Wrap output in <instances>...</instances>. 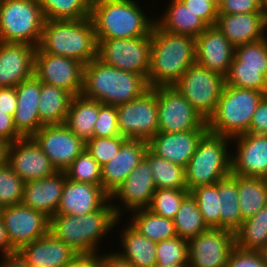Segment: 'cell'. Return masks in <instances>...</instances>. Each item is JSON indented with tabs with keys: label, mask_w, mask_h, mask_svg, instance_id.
<instances>
[{
	"label": "cell",
	"mask_w": 267,
	"mask_h": 267,
	"mask_svg": "<svg viewBox=\"0 0 267 267\" xmlns=\"http://www.w3.org/2000/svg\"><path fill=\"white\" fill-rule=\"evenodd\" d=\"M262 12V0H221L218 14Z\"/></svg>",
	"instance_id": "50"
},
{
	"label": "cell",
	"mask_w": 267,
	"mask_h": 267,
	"mask_svg": "<svg viewBox=\"0 0 267 267\" xmlns=\"http://www.w3.org/2000/svg\"><path fill=\"white\" fill-rule=\"evenodd\" d=\"M128 223L151 241L160 242L177 236L173 220L153 214L147 208L130 212Z\"/></svg>",
	"instance_id": "35"
},
{
	"label": "cell",
	"mask_w": 267,
	"mask_h": 267,
	"mask_svg": "<svg viewBox=\"0 0 267 267\" xmlns=\"http://www.w3.org/2000/svg\"><path fill=\"white\" fill-rule=\"evenodd\" d=\"M110 200L99 210L86 215L55 214L49 232L70 246L78 255H96L102 238L119 225ZM99 243V244H98Z\"/></svg>",
	"instance_id": "3"
},
{
	"label": "cell",
	"mask_w": 267,
	"mask_h": 267,
	"mask_svg": "<svg viewBox=\"0 0 267 267\" xmlns=\"http://www.w3.org/2000/svg\"><path fill=\"white\" fill-rule=\"evenodd\" d=\"M16 109V87H0V111L13 117Z\"/></svg>",
	"instance_id": "54"
},
{
	"label": "cell",
	"mask_w": 267,
	"mask_h": 267,
	"mask_svg": "<svg viewBox=\"0 0 267 267\" xmlns=\"http://www.w3.org/2000/svg\"><path fill=\"white\" fill-rule=\"evenodd\" d=\"M101 102L82 95L73 96L65 125L84 143L93 138L95 122Z\"/></svg>",
	"instance_id": "31"
},
{
	"label": "cell",
	"mask_w": 267,
	"mask_h": 267,
	"mask_svg": "<svg viewBox=\"0 0 267 267\" xmlns=\"http://www.w3.org/2000/svg\"><path fill=\"white\" fill-rule=\"evenodd\" d=\"M32 138L57 171H64L85 150V143L65 124L43 125Z\"/></svg>",
	"instance_id": "15"
},
{
	"label": "cell",
	"mask_w": 267,
	"mask_h": 267,
	"mask_svg": "<svg viewBox=\"0 0 267 267\" xmlns=\"http://www.w3.org/2000/svg\"><path fill=\"white\" fill-rule=\"evenodd\" d=\"M128 139L117 135L112 137H93L85 143V149L100 166L106 164L120 150Z\"/></svg>",
	"instance_id": "46"
},
{
	"label": "cell",
	"mask_w": 267,
	"mask_h": 267,
	"mask_svg": "<svg viewBox=\"0 0 267 267\" xmlns=\"http://www.w3.org/2000/svg\"><path fill=\"white\" fill-rule=\"evenodd\" d=\"M62 267H78V257L75 258L72 262H70L69 264H66Z\"/></svg>",
	"instance_id": "62"
},
{
	"label": "cell",
	"mask_w": 267,
	"mask_h": 267,
	"mask_svg": "<svg viewBox=\"0 0 267 267\" xmlns=\"http://www.w3.org/2000/svg\"><path fill=\"white\" fill-rule=\"evenodd\" d=\"M225 84L265 93L267 90V67L242 66V62L234 57L225 76Z\"/></svg>",
	"instance_id": "39"
},
{
	"label": "cell",
	"mask_w": 267,
	"mask_h": 267,
	"mask_svg": "<svg viewBox=\"0 0 267 267\" xmlns=\"http://www.w3.org/2000/svg\"><path fill=\"white\" fill-rule=\"evenodd\" d=\"M189 193L187 189H156L147 209L155 215L173 220Z\"/></svg>",
	"instance_id": "43"
},
{
	"label": "cell",
	"mask_w": 267,
	"mask_h": 267,
	"mask_svg": "<svg viewBox=\"0 0 267 267\" xmlns=\"http://www.w3.org/2000/svg\"><path fill=\"white\" fill-rule=\"evenodd\" d=\"M188 9L199 16L208 26H214L218 9L208 0H181Z\"/></svg>",
	"instance_id": "51"
},
{
	"label": "cell",
	"mask_w": 267,
	"mask_h": 267,
	"mask_svg": "<svg viewBox=\"0 0 267 267\" xmlns=\"http://www.w3.org/2000/svg\"><path fill=\"white\" fill-rule=\"evenodd\" d=\"M238 248L267 253V205L246 219L235 232Z\"/></svg>",
	"instance_id": "34"
},
{
	"label": "cell",
	"mask_w": 267,
	"mask_h": 267,
	"mask_svg": "<svg viewBox=\"0 0 267 267\" xmlns=\"http://www.w3.org/2000/svg\"><path fill=\"white\" fill-rule=\"evenodd\" d=\"M116 109L121 136L148 142L158 133L155 88H150L136 100L117 105Z\"/></svg>",
	"instance_id": "12"
},
{
	"label": "cell",
	"mask_w": 267,
	"mask_h": 267,
	"mask_svg": "<svg viewBox=\"0 0 267 267\" xmlns=\"http://www.w3.org/2000/svg\"><path fill=\"white\" fill-rule=\"evenodd\" d=\"M234 57L242 66L267 67V37L235 47Z\"/></svg>",
	"instance_id": "47"
},
{
	"label": "cell",
	"mask_w": 267,
	"mask_h": 267,
	"mask_svg": "<svg viewBox=\"0 0 267 267\" xmlns=\"http://www.w3.org/2000/svg\"><path fill=\"white\" fill-rule=\"evenodd\" d=\"M151 40L149 87H172L196 63L195 38L167 32L155 23Z\"/></svg>",
	"instance_id": "1"
},
{
	"label": "cell",
	"mask_w": 267,
	"mask_h": 267,
	"mask_svg": "<svg viewBox=\"0 0 267 267\" xmlns=\"http://www.w3.org/2000/svg\"><path fill=\"white\" fill-rule=\"evenodd\" d=\"M148 142L128 139L118 153L106 164L101 166V186L110 196L125 181L130 173L144 158Z\"/></svg>",
	"instance_id": "23"
},
{
	"label": "cell",
	"mask_w": 267,
	"mask_h": 267,
	"mask_svg": "<svg viewBox=\"0 0 267 267\" xmlns=\"http://www.w3.org/2000/svg\"><path fill=\"white\" fill-rule=\"evenodd\" d=\"M1 219L10 245L15 250L42 238L49 232L50 219L22 203L2 208Z\"/></svg>",
	"instance_id": "16"
},
{
	"label": "cell",
	"mask_w": 267,
	"mask_h": 267,
	"mask_svg": "<svg viewBox=\"0 0 267 267\" xmlns=\"http://www.w3.org/2000/svg\"><path fill=\"white\" fill-rule=\"evenodd\" d=\"M217 28L237 47L266 38L267 20L263 12L218 14Z\"/></svg>",
	"instance_id": "25"
},
{
	"label": "cell",
	"mask_w": 267,
	"mask_h": 267,
	"mask_svg": "<svg viewBox=\"0 0 267 267\" xmlns=\"http://www.w3.org/2000/svg\"><path fill=\"white\" fill-rule=\"evenodd\" d=\"M220 196V228L235 233L242 224L238 199V175L229 174L218 181Z\"/></svg>",
	"instance_id": "33"
},
{
	"label": "cell",
	"mask_w": 267,
	"mask_h": 267,
	"mask_svg": "<svg viewBox=\"0 0 267 267\" xmlns=\"http://www.w3.org/2000/svg\"><path fill=\"white\" fill-rule=\"evenodd\" d=\"M235 55V47L216 25L208 26L195 38L196 63L224 77Z\"/></svg>",
	"instance_id": "20"
},
{
	"label": "cell",
	"mask_w": 267,
	"mask_h": 267,
	"mask_svg": "<svg viewBox=\"0 0 267 267\" xmlns=\"http://www.w3.org/2000/svg\"><path fill=\"white\" fill-rule=\"evenodd\" d=\"M247 133L267 135V97L264 96L257 105Z\"/></svg>",
	"instance_id": "52"
},
{
	"label": "cell",
	"mask_w": 267,
	"mask_h": 267,
	"mask_svg": "<svg viewBox=\"0 0 267 267\" xmlns=\"http://www.w3.org/2000/svg\"><path fill=\"white\" fill-rule=\"evenodd\" d=\"M9 143L0 139V167L7 164Z\"/></svg>",
	"instance_id": "59"
},
{
	"label": "cell",
	"mask_w": 267,
	"mask_h": 267,
	"mask_svg": "<svg viewBox=\"0 0 267 267\" xmlns=\"http://www.w3.org/2000/svg\"><path fill=\"white\" fill-rule=\"evenodd\" d=\"M25 182L6 164L0 167V206L20 204Z\"/></svg>",
	"instance_id": "44"
},
{
	"label": "cell",
	"mask_w": 267,
	"mask_h": 267,
	"mask_svg": "<svg viewBox=\"0 0 267 267\" xmlns=\"http://www.w3.org/2000/svg\"><path fill=\"white\" fill-rule=\"evenodd\" d=\"M7 164L25 183L57 171L32 137H22L9 145Z\"/></svg>",
	"instance_id": "18"
},
{
	"label": "cell",
	"mask_w": 267,
	"mask_h": 267,
	"mask_svg": "<svg viewBox=\"0 0 267 267\" xmlns=\"http://www.w3.org/2000/svg\"><path fill=\"white\" fill-rule=\"evenodd\" d=\"M235 233L221 228H209L188 241L190 267H227Z\"/></svg>",
	"instance_id": "14"
},
{
	"label": "cell",
	"mask_w": 267,
	"mask_h": 267,
	"mask_svg": "<svg viewBox=\"0 0 267 267\" xmlns=\"http://www.w3.org/2000/svg\"><path fill=\"white\" fill-rule=\"evenodd\" d=\"M0 258H2L0 260V267H29L26 259L18 250L1 256Z\"/></svg>",
	"instance_id": "56"
},
{
	"label": "cell",
	"mask_w": 267,
	"mask_h": 267,
	"mask_svg": "<svg viewBox=\"0 0 267 267\" xmlns=\"http://www.w3.org/2000/svg\"><path fill=\"white\" fill-rule=\"evenodd\" d=\"M14 251L16 250L10 245L5 226L0 218V255L4 256Z\"/></svg>",
	"instance_id": "57"
},
{
	"label": "cell",
	"mask_w": 267,
	"mask_h": 267,
	"mask_svg": "<svg viewBox=\"0 0 267 267\" xmlns=\"http://www.w3.org/2000/svg\"><path fill=\"white\" fill-rule=\"evenodd\" d=\"M144 157L150 164L156 189H187L184 167L157 156L149 148Z\"/></svg>",
	"instance_id": "37"
},
{
	"label": "cell",
	"mask_w": 267,
	"mask_h": 267,
	"mask_svg": "<svg viewBox=\"0 0 267 267\" xmlns=\"http://www.w3.org/2000/svg\"><path fill=\"white\" fill-rule=\"evenodd\" d=\"M21 138L14 126L13 117L0 111V139L11 144Z\"/></svg>",
	"instance_id": "53"
},
{
	"label": "cell",
	"mask_w": 267,
	"mask_h": 267,
	"mask_svg": "<svg viewBox=\"0 0 267 267\" xmlns=\"http://www.w3.org/2000/svg\"><path fill=\"white\" fill-rule=\"evenodd\" d=\"M45 21L38 0H0V42L38 47Z\"/></svg>",
	"instance_id": "8"
},
{
	"label": "cell",
	"mask_w": 267,
	"mask_h": 267,
	"mask_svg": "<svg viewBox=\"0 0 267 267\" xmlns=\"http://www.w3.org/2000/svg\"><path fill=\"white\" fill-rule=\"evenodd\" d=\"M1 211H2V207L0 206V218H1Z\"/></svg>",
	"instance_id": "65"
},
{
	"label": "cell",
	"mask_w": 267,
	"mask_h": 267,
	"mask_svg": "<svg viewBox=\"0 0 267 267\" xmlns=\"http://www.w3.org/2000/svg\"><path fill=\"white\" fill-rule=\"evenodd\" d=\"M84 66L82 62L65 56L35 52L34 75L43 83L63 88L73 96L81 95Z\"/></svg>",
	"instance_id": "13"
},
{
	"label": "cell",
	"mask_w": 267,
	"mask_h": 267,
	"mask_svg": "<svg viewBox=\"0 0 267 267\" xmlns=\"http://www.w3.org/2000/svg\"><path fill=\"white\" fill-rule=\"evenodd\" d=\"M154 267H190V266H189V264H177V265L156 264Z\"/></svg>",
	"instance_id": "60"
},
{
	"label": "cell",
	"mask_w": 267,
	"mask_h": 267,
	"mask_svg": "<svg viewBox=\"0 0 267 267\" xmlns=\"http://www.w3.org/2000/svg\"><path fill=\"white\" fill-rule=\"evenodd\" d=\"M195 198L204 222L209 228H220V196L218 182L212 185L199 186L190 191Z\"/></svg>",
	"instance_id": "41"
},
{
	"label": "cell",
	"mask_w": 267,
	"mask_h": 267,
	"mask_svg": "<svg viewBox=\"0 0 267 267\" xmlns=\"http://www.w3.org/2000/svg\"><path fill=\"white\" fill-rule=\"evenodd\" d=\"M235 151L231 154V173L245 177L267 175V135L243 133L231 138Z\"/></svg>",
	"instance_id": "19"
},
{
	"label": "cell",
	"mask_w": 267,
	"mask_h": 267,
	"mask_svg": "<svg viewBox=\"0 0 267 267\" xmlns=\"http://www.w3.org/2000/svg\"><path fill=\"white\" fill-rule=\"evenodd\" d=\"M173 222L177 236L188 241L209 229L191 193L183 199Z\"/></svg>",
	"instance_id": "38"
},
{
	"label": "cell",
	"mask_w": 267,
	"mask_h": 267,
	"mask_svg": "<svg viewBox=\"0 0 267 267\" xmlns=\"http://www.w3.org/2000/svg\"><path fill=\"white\" fill-rule=\"evenodd\" d=\"M224 85L223 75L194 63L174 87L207 121L215 112Z\"/></svg>",
	"instance_id": "9"
},
{
	"label": "cell",
	"mask_w": 267,
	"mask_h": 267,
	"mask_svg": "<svg viewBox=\"0 0 267 267\" xmlns=\"http://www.w3.org/2000/svg\"><path fill=\"white\" fill-rule=\"evenodd\" d=\"M207 131L208 129H195L176 133L158 132L148 141V148L157 156L186 168Z\"/></svg>",
	"instance_id": "24"
},
{
	"label": "cell",
	"mask_w": 267,
	"mask_h": 267,
	"mask_svg": "<svg viewBox=\"0 0 267 267\" xmlns=\"http://www.w3.org/2000/svg\"><path fill=\"white\" fill-rule=\"evenodd\" d=\"M262 12L267 20V0H262Z\"/></svg>",
	"instance_id": "61"
},
{
	"label": "cell",
	"mask_w": 267,
	"mask_h": 267,
	"mask_svg": "<svg viewBox=\"0 0 267 267\" xmlns=\"http://www.w3.org/2000/svg\"><path fill=\"white\" fill-rule=\"evenodd\" d=\"M157 264L177 265L188 263V240L179 236L157 242Z\"/></svg>",
	"instance_id": "45"
},
{
	"label": "cell",
	"mask_w": 267,
	"mask_h": 267,
	"mask_svg": "<svg viewBox=\"0 0 267 267\" xmlns=\"http://www.w3.org/2000/svg\"><path fill=\"white\" fill-rule=\"evenodd\" d=\"M18 251L26 259L29 267H62L79 256L51 232L22 246Z\"/></svg>",
	"instance_id": "27"
},
{
	"label": "cell",
	"mask_w": 267,
	"mask_h": 267,
	"mask_svg": "<svg viewBox=\"0 0 267 267\" xmlns=\"http://www.w3.org/2000/svg\"><path fill=\"white\" fill-rule=\"evenodd\" d=\"M231 138L207 131L185 168L186 186L192 189L217 183L231 174Z\"/></svg>",
	"instance_id": "7"
},
{
	"label": "cell",
	"mask_w": 267,
	"mask_h": 267,
	"mask_svg": "<svg viewBox=\"0 0 267 267\" xmlns=\"http://www.w3.org/2000/svg\"><path fill=\"white\" fill-rule=\"evenodd\" d=\"M78 267H101V254L79 255Z\"/></svg>",
	"instance_id": "58"
},
{
	"label": "cell",
	"mask_w": 267,
	"mask_h": 267,
	"mask_svg": "<svg viewBox=\"0 0 267 267\" xmlns=\"http://www.w3.org/2000/svg\"><path fill=\"white\" fill-rule=\"evenodd\" d=\"M208 1L211 2L218 9L221 0H208Z\"/></svg>",
	"instance_id": "63"
},
{
	"label": "cell",
	"mask_w": 267,
	"mask_h": 267,
	"mask_svg": "<svg viewBox=\"0 0 267 267\" xmlns=\"http://www.w3.org/2000/svg\"><path fill=\"white\" fill-rule=\"evenodd\" d=\"M66 178L101 186L102 170L98 162L85 149L65 170Z\"/></svg>",
	"instance_id": "42"
},
{
	"label": "cell",
	"mask_w": 267,
	"mask_h": 267,
	"mask_svg": "<svg viewBox=\"0 0 267 267\" xmlns=\"http://www.w3.org/2000/svg\"><path fill=\"white\" fill-rule=\"evenodd\" d=\"M66 175L64 171L24 184L22 204L51 219L58 210Z\"/></svg>",
	"instance_id": "26"
},
{
	"label": "cell",
	"mask_w": 267,
	"mask_h": 267,
	"mask_svg": "<svg viewBox=\"0 0 267 267\" xmlns=\"http://www.w3.org/2000/svg\"><path fill=\"white\" fill-rule=\"evenodd\" d=\"M97 42V58L105 64L140 74L147 79L152 47L151 36L97 39Z\"/></svg>",
	"instance_id": "10"
},
{
	"label": "cell",
	"mask_w": 267,
	"mask_h": 267,
	"mask_svg": "<svg viewBox=\"0 0 267 267\" xmlns=\"http://www.w3.org/2000/svg\"><path fill=\"white\" fill-rule=\"evenodd\" d=\"M135 0H92L90 18L97 39L151 36L156 18L149 19Z\"/></svg>",
	"instance_id": "4"
},
{
	"label": "cell",
	"mask_w": 267,
	"mask_h": 267,
	"mask_svg": "<svg viewBox=\"0 0 267 267\" xmlns=\"http://www.w3.org/2000/svg\"><path fill=\"white\" fill-rule=\"evenodd\" d=\"M125 227L119 234L122 251L115 252L134 267H154L157 264V243L141 235L129 223Z\"/></svg>",
	"instance_id": "30"
},
{
	"label": "cell",
	"mask_w": 267,
	"mask_h": 267,
	"mask_svg": "<svg viewBox=\"0 0 267 267\" xmlns=\"http://www.w3.org/2000/svg\"><path fill=\"white\" fill-rule=\"evenodd\" d=\"M101 267H134L129 261L121 257L117 252L102 253Z\"/></svg>",
	"instance_id": "55"
},
{
	"label": "cell",
	"mask_w": 267,
	"mask_h": 267,
	"mask_svg": "<svg viewBox=\"0 0 267 267\" xmlns=\"http://www.w3.org/2000/svg\"><path fill=\"white\" fill-rule=\"evenodd\" d=\"M41 81L34 75L16 86L14 126L22 137H32L42 126L38 113Z\"/></svg>",
	"instance_id": "28"
},
{
	"label": "cell",
	"mask_w": 267,
	"mask_h": 267,
	"mask_svg": "<svg viewBox=\"0 0 267 267\" xmlns=\"http://www.w3.org/2000/svg\"><path fill=\"white\" fill-rule=\"evenodd\" d=\"M98 42L91 18L46 20L37 47L42 53L74 58L88 64L97 58Z\"/></svg>",
	"instance_id": "5"
},
{
	"label": "cell",
	"mask_w": 267,
	"mask_h": 267,
	"mask_svg": "<svg viewBox=\"0 0 267 267\" xmlns=\"http://www.w3.org/2000/svg\"><path fill=\"white\" fill-rule=\"evenodd\" d=\"M166 11L156 19V24L170 33L197 38L208 25L196 16L181 0H171Z\"/></svg>",
	"instance_id": "29"
},
{
	"label": "cell",
	"mask_w": 267,
	"mask_h": 267,
	"mask_svg": "<svg viewBox=\"0 0 267 267\" xmlns=\"http://www.w3.org/2000/svg\"><path fill=\"white\" fill-rule=\"evenodd\" d=\"M238 199L243 223L267 205L265 179L238 175Z\"/></svg>",
	"instance_id": "36"
},
{
	"label": "cell",
	"mask_w": 267,
	"mask_h": 267,
	"mask_svg": "<svg viewBox=\"0 0 267 267\" xmlns=\"http://www.w3.org/2000/svg\"><path fill=\"white\" fill-rule=\"evenodd\" d=\"M149 89L144 76L107 65L99 58L84 66L81 95L85 98L117 106L136 100Z\"/></svg>",
	"instance_id": "2"
},
{
	"label": "cell",
	"mask_w": 267,
	"mask_h": 267,
	"mask_svg": "<svg viewBox=\"0 0 267 267\" xmlns=\"http://www.w3.org/2000/svg\"><path fill=\"white\" fill-rule=\"evenodd\" d=\"M265 181H266V184H267V175L264 177Z\"/></svg>",
	"instance_id": "64"
},
{
	"label": "cell",
	"mask_w": 267,
	"mask_h": 267,
	"mask_svg": "<svg viewBox=\"0 0 267 267\" xmlns=\"http://www.w3.org/2000/svg\"><path fill=\"white\" fill-rule=\"evenodd\" d=\"M73 95L67 90L41 82L38 104L43 125L64 124Z\"/></svg>",
	"instance_id": "32"
},
{
	"label": "cell",
	"mask_w": 267,
	"mask_h": 267,
	"mask_svg": "<svg viewBox=\"0 0 267 267\" xmlns=\"http://www.w3.org/2000/svg\"><path fill=\"white\" fill-rule=\"evenodd\" d=\"M109 200L110 196L102 186L66 178L56 214H90L101 209Z\"/></svg>",
	"instance_id": "22"
},
{
	"label": "cell",
	"mask_w": 267,
	"mask_h": 267,
	"mask_svg": "<svg viewBox=\"0 0 267 267\" xmlns=\"http://www.w3.org/2000/svg\"><path fill=\"white\" fill-rule=\"evenodd\" d=\"M121 135L118 128L116 106L102 104L99 107L93 137H112Z\"/></svg>",
	"instance_id": "48"
},
{
	"label": "cell",
	"mask_w": 267,
	"mask_h": 267,
	"mask_svg": "<svg viewBox=\"0 0 267 267\" xmlns=\"http://www.w3.org/2000/svg\"><path fill=\"white\" fill-rule=\"evenodd\" d=\"M227 267H267V253L235 246L230 253Z\"/></svg>",
	"instance_id": "49"
},
{
	"label": "cell",
	"mask_w": 267,
	"mask_h": 267,
	"mask_svg": "<svg viewBox=\"0 0 267 267\" xmlns=\"http://www.w3.org/2000/svg\"><path fill=\"white\" fill-rule=\"evenodd\" d=\"M158 132L176 133L208 129L204 117L174 87H155Z\"/></svg>",
	"instance_id": "11"
},
{
	"label": "cell",
	"mask_w": 267,
	"mask_h": 267,
	"mask_svg": "<svg viewBox=\"0 0 267 267\" xmlns=\"http://www.w3.org/2000/svg\"><path fill=\"white\" fill-rule=\"evenodd\" d=\"M151 172L149 162L145 157L142 158L138 166L135 167L119 188L110 195L112 203L115 200L120 202L118 204L116 201V203L112 204L118 218L123 216V211L125 213L128 211L127 213H129V211L148 208L156 191ZM120 204L123 206H120Z\"/></svg>",
	"instance_id": "17"
},
{
	"label": "cell",
	"mask_w": 267,
	"mask_h": 267,
	"mask_svg": "<svg viewBox=\"0 0 267 267\" xmlns=\"http://www.w3.org/2000/svg\"><path fill=\"white\" fill-rule=\"evenodd\" d=\"M264 92L224 85L215 112L208 118V131L230 138L247 133Z\"/></svg>",
	"instance_id": "6"
},
{
	"label": "cell",
	"mask_w": 267,
	"mask_h": 267,
	"mask_svg": "<svg viewBox=\"0 0 267 267\" xmlns=\"http://www.w3.org/2000/svg\"><path fill=\"white\" fill-rule=\"evenodd\" d=\"M46 20H79L91 15L92 0H38Z\"/></svg>",
	"instance_id": "40"
},
{
	"label": "cell",
	"mask_w": 267,
	"mask_h": 267,
	"mask_svg": "<svg viewBox=\"0 0 267 267\" xmlns=\"http://www.w3.org/2000/svg\"><path fill=\"white\" fill-rule=\"evenodd\" d=\"M37 47L0 42V87H16L34 76Z\"/></svg>",
	"instance_id": "21"
}]
</instances>
